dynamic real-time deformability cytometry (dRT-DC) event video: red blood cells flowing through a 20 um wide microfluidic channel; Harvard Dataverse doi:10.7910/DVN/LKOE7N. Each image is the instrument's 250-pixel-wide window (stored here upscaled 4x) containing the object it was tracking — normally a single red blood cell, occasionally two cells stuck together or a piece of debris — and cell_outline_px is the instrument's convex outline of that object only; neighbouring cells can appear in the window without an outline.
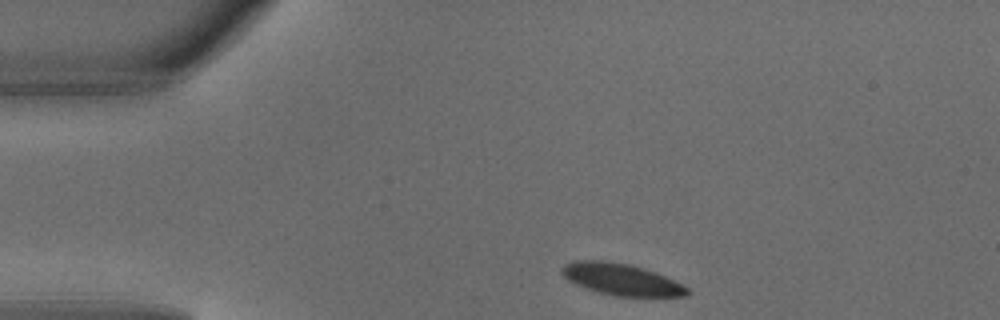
{"species": "common noctule bat (a hibernating species)", "species_latin": "Nyctalus noctula", "temperature_condition": "warm", "stored_images_in_passage": 3, "camera_frame_rate_fps": 3000, "um_per_image_px": 0.085, "animal": {"sex": "male", "body_mass_g": 18.8}, "frame": {"image": 1, "passage_image": 1, "time_ms": 0.0, "image_size_px": [1000, 320], "cell_outline_px": [[692, 292], [688, 296], [616, 296], [596, 292], [576, 284], [568, 280], [560, 272], [560, 268], [564, 264], [572, 260], [604, 260], [628, 264], [644, 268], [656, 272], [688, 288]], "centroid_in_image_um": [52.77, 23.74], "position_along_channel_um": 32.2, "area_um2": 23.18}}
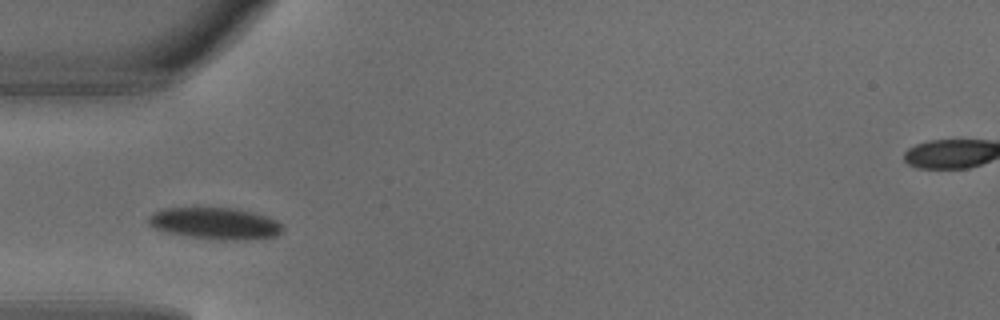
{"frame": {"image": 2, "passage_image": 2, "time_ms": 0.333, "image_size_px": [1000, 320], "cell_outline_px": [[284, 232], [276, 236], [240, 240], [220, 240], [188, 236], [164, 232], [148, 224], [148, 216], [152, 212], [164, 208], [236, 208], [268, 216], [276, 220], [284, 228]], "centroid_in_image_um": [18.29, 18.99], "position_along_channel_um": 66.7, "area_um2": 24.91}}
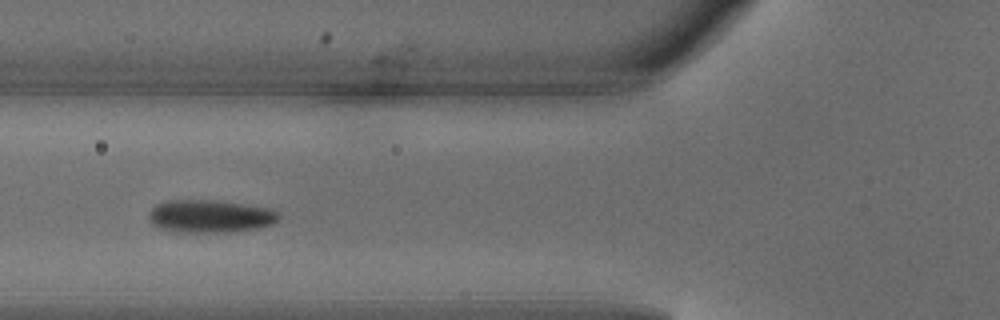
{"frame": {"image": 3, "passage_image": 3, "time_ms": 0.667, "image_size_px": [1000, 320], "cell_outline_px": [[280, 220], [272, 224], [256, 228], [228, 232], [172, 232], [160, 228], [152, 224], [148, 220], [148, 212], [156, 204], [164, 200], [216, 200], [264, 208], [276, 212], [280, 216]], "centroid_in_image_um": [17.77, 18.39], "position_along_channel_um": 108.0, "area_um2": 24.8}}